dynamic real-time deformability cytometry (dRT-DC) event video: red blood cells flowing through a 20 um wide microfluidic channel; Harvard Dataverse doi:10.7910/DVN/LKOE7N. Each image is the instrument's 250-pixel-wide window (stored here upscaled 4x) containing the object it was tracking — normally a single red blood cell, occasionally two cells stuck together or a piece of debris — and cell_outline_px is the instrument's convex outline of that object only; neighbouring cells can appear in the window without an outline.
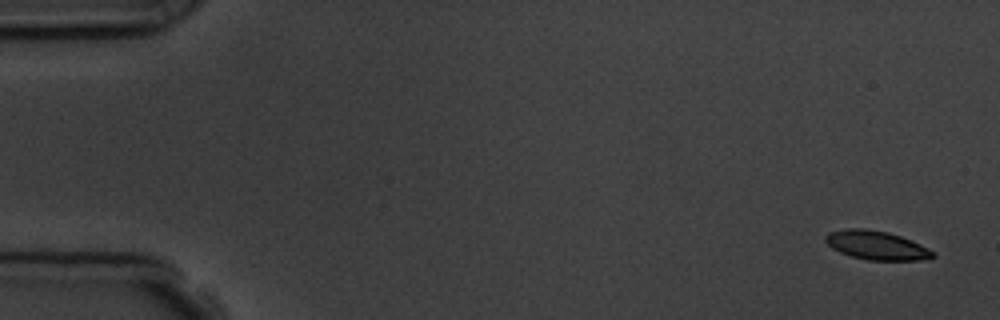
{"species": "common noctule bat (a hibernating species)", "species_latin": "Nyctalus noctula", "temperature_condition": "room temperature", "stored_images_in_passage": 6, "camera_frame_rate_fps": 3000, "um_per_image_px": 0.085, "animal": {"sex": "male", "body_mass_g": 19.5, "forearm_length_mm": 54.6}, "frame": {"image": 1, "passage_image": 1, "time_ms": 0.0, "image_size_px": [1000, 320], "cell_outline_px": [[936, 256], [920, 260], [868, 260], [852, 256], [840, 252], [832, 248], [824, 240], [824, 236], [828, 232], [844, 228], [864, 228], [888, 232], [912, 240], [936, 252]], "centroid_in_image_um": [74.49, 20.84], "position_along_channel_um": 10.5, "area_um2": 18.15}}
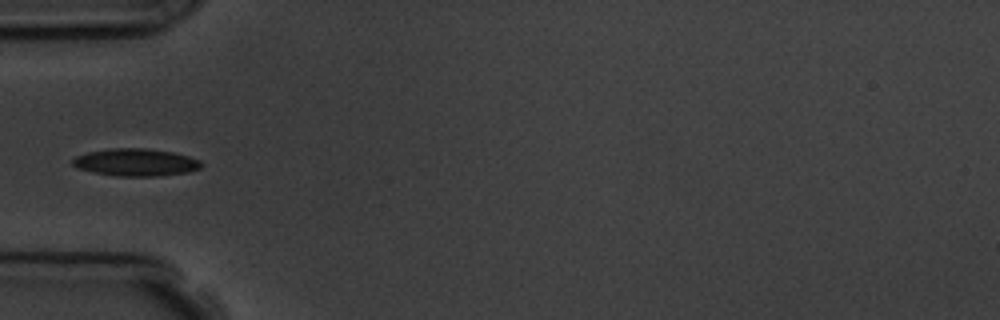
{"frame": {"image": 2, "passage_image": 5, "time_ms": 5.333, "image_size_px": [1000, 320], "cell_outline_px": [[204, 164], [200, 168], [188, 172], [156, 176], [116, 176], [92, 172], [76, 168], [72, 164], [72, 160], [76, 156], [88, 152], [112, 148], [148, 148], [172, 152], [188, 156], [200, 160]], "centroid_in_image_um": [11.53, 13.8], "position_along_channel_um": 73.5, "area_um2": 20.63}}